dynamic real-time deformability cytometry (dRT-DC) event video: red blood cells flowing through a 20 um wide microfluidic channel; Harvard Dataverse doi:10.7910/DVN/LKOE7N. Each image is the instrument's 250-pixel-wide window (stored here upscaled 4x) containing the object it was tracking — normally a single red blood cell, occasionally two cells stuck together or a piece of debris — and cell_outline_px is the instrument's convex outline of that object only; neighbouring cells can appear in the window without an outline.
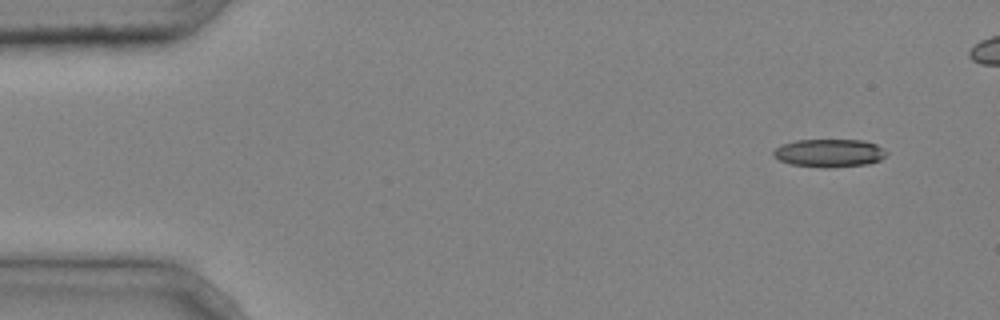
{"species": "common noctule bat (a hibernating species)", "species_latin": "Nyctalus noctula", "temperature_condition": "cold", "stored_images_in_passage": 4, "camera_frame_rate_fps": 3000, "um_per_image_px": 0.085, "animal": {"sex": "male", "body_mass_g": 20.4}, "frame": {"image": 1, "passage_image": 1, "time_ms": 0.0, "image_size_px": [1000, 320], "cell_outline_px": [[888, 156], [880, 160], [868, 164], [832, 168], [820, 168], [792, 164], [780, 160], [772, 156], [772, 152], [780, 144], [796, 140], [864, 140], [876, 144], [884, 148], [888, 152]], "centroid_in_image_um": [70.52, 13.01], "position_along_channel_um": 14.5, "area_um2": 18.84}}